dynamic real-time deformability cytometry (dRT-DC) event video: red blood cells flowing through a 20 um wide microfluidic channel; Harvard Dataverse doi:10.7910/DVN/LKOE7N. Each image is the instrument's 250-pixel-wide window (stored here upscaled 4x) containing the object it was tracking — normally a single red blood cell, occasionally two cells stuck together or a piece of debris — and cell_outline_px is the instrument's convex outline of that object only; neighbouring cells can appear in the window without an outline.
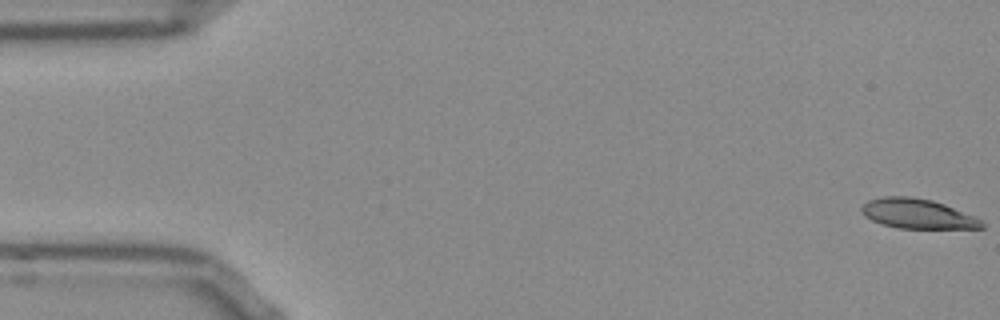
{"species": "Egyptian fruit bat (a non-hibernating species)", "species_latin": "Rousettus aegyptiacus", "temperature_condition": "room temperature", "stored_images_in_passage": 54, "segment_of_instrument_passage": [1, 2], "camera_frame_rate_fps": 3000, "um_per_image_px": 0.085, "frame": {"image": 1, "passage_image": 1, "time_ms": 0.0, "image_size_px": [1000, 320], "cell_outline_px": [[984, 228], [896, 228], [880, 224], [864, 216], [860, 208], [868, 200], [884, 196], [908, 196], [932, 200], [944, 204], [976, 216], [984, 224]], "centroid_in_image_um": [77.97, 18.17], "position_along_channel_um": 7.0, "area_um2": 20.87}}
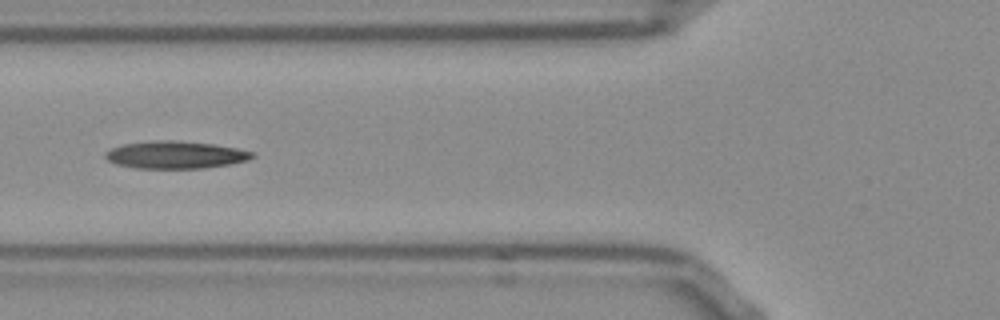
{"frame": {"image": 2, "passage_image": 20, "time_ms": 6.333, "image_size_px": [1000, 320], "cell_outline_px": [[256, 156], [248, 160], [228, 164], [204, 168], [136, 168], [116, 164], [108, 160], [104, 156], [104, 152], [112, 148], [124, 144], [156, 140], [176, 140], [212, 144], [236, 148], [252, 152]], "centroid_in_image_um": [14.89, 13.16], "position_along_channel_um": 110.9, "area_um2": 23.35}}
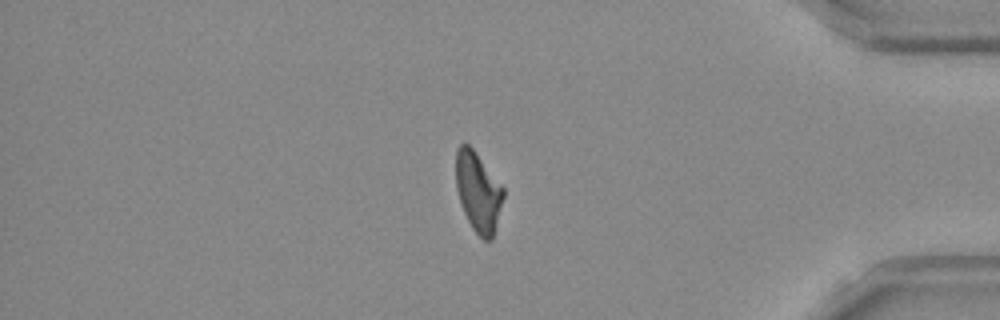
{"frame": {"image": 3, "passage_image": 45, "time_ms": 14.667, "image_size_px": [1000, 320], "cell_outline_px": [[504, 196], [492, 240], [484, 240], [472, 228], [464, 212], [456, 188], [456, 148], [460, 144], [468, 144], [472, 148], [504, 188]], "centroid_in_image_um": [40.64, 16.31], "position_along_channel_um": 394.6, "area_um2": 21.73}}